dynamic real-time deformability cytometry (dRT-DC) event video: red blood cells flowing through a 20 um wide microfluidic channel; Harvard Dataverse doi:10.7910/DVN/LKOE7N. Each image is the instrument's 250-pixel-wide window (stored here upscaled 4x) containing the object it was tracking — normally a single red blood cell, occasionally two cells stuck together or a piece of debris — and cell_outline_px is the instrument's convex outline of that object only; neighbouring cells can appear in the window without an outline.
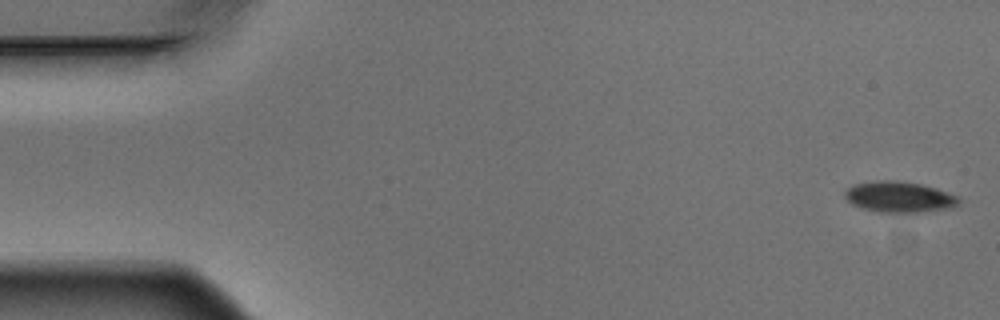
{"species": "Egyptian fruit bat (a non-hibernating species)", "species_latin": "Rousettus aegyptiacus", "temperature_condition": "warm", "stored_images_in_passage": 5, "camera_frame_rate_fps": 3000, "um_per_image_px": 0.085, "animal": {"sex": "male"}, "frame": {"image": 1, "passage_image": 1, "time_ms": 0.0, "image_size_px": [1000, 320], "cell_outline_px": [[960, 204], [952, 208], [916, 212], [880, 212], [864, 208], [852, 204], [844, 196], [844, 192], [848, 188], [856, 184], [880, 180], [892, 180], [920, 184], [936, 188], [960, 196]], "centroid_in_image_um": [76.49, 16.74], "position_along_channel_um": 8.5, "area_um2": 20.35}}
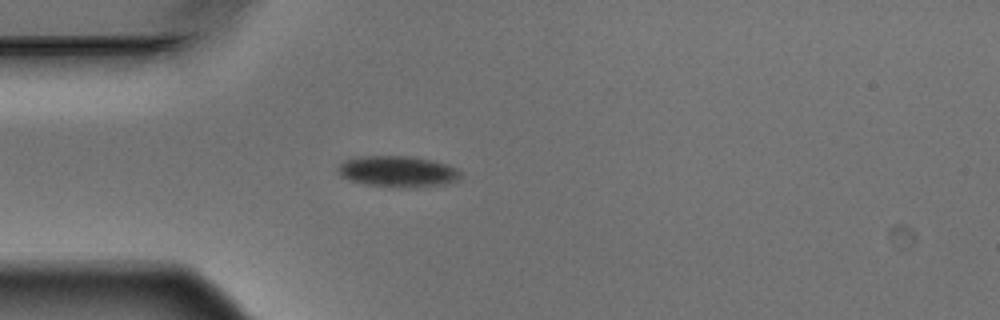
{"frame": {"image": 2, "passage_image": 5, "time_ms": 1.333, "image_size_px": [1000, 320], "cell_outline_px": [[460, 176], [456, 180], [444, 184], [416, 188], [404, 188], [364, 184], [348, 180], [340, 176], [336, 168], [344, 160], [364, 156], [408, 156], [432, 160], [456, 168], [460, 172]], "centroid_in_image_um": [33.76, 14.59], "position_along_channel_um": 51.2, "area_um2": 22.25}}